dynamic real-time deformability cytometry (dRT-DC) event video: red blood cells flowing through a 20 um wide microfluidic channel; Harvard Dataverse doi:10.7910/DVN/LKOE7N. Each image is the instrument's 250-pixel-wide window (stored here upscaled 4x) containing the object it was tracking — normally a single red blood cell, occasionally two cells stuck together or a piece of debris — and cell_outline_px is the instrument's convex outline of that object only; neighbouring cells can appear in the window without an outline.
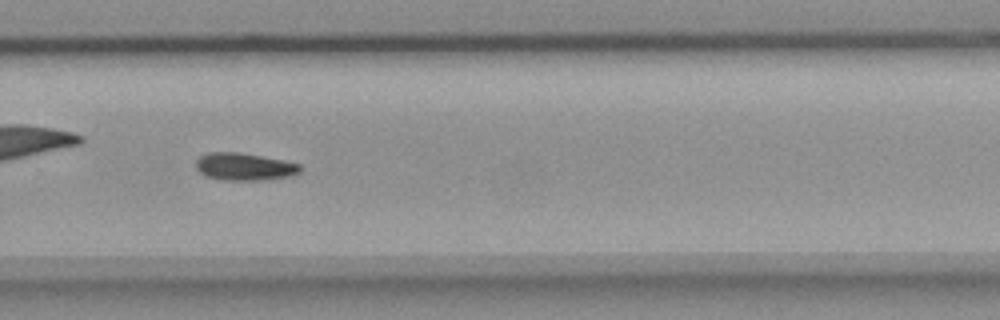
{"species": "common noctule bat (a hibernating species)", "species_latin": "Nyctalus noctula", "temperature_condition": "room temperature", "stored_images_in_passage": 43, "camera_frame_rate_fps": 3000, "um_per_image_px": 0.085, "animal": {"sex": "female", "body_mass_g": 18.4}, "frame": {"image": 1, "passage_image": 25, "time_ms": 8.0, "image_size_px": [1000, 320], "cell_outline_px": [[300, 172], [288, 176], [256, 180], [220, 180], [204, 176], [196, 168], [196, 160], [200, 156], [208, 152], [236, 152], [260, 156], [300, 164]], "centroid_in_image_um": [20.69, 14.17], "position_along_channel_um": 309.1, "area_um2": 16.42}}
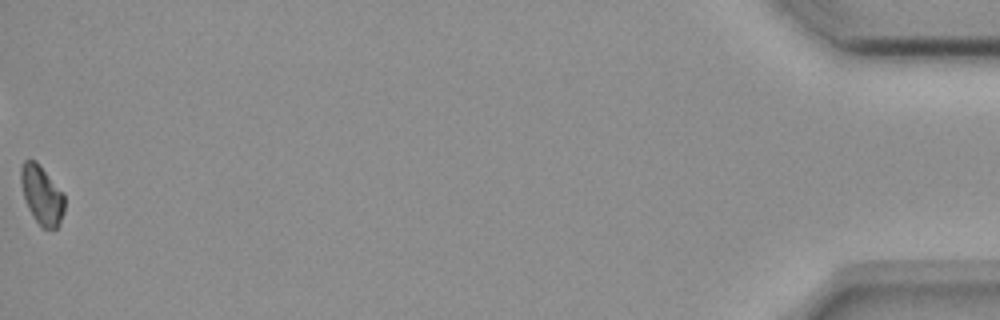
{"frame": {"image": 2, "passage_image": 43, "time_ms": 14.0, "image_size_px": [1000, 320], "cell_outline_px": [[64, 212], [60, 224], [56, 228], [40, 228], [28, 208], [24, 196], [20, 180], [20, 168], [24, 160], [36, 160], [64, 196]], "centroid_in_image_um": [3.53, 16.6], "position_along_channel_um": 431.7, "area_um2": 14.74}, "authors_computed_cell_mechanics": {"area_um2": 16.1262, "velocity_mm_per_s": 3.6901, "shape_relaxation_time_tau1_ms": 3.9709, "shape_relaxation_time_tau2_ms": null, "deformation_change_tau1": 0.0949, "deformation_change_tau2": null}}